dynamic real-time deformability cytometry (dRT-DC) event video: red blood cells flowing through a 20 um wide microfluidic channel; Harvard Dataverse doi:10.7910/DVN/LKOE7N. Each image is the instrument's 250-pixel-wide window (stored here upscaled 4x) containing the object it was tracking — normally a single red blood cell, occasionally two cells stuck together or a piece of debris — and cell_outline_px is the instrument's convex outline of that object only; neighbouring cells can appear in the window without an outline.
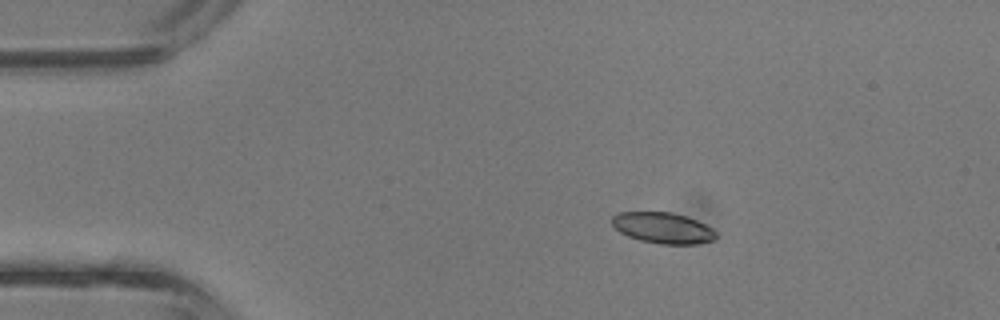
{"species": "common noctule bat (a hibernating species)", "species_latin": "Nyctalus noctula", "temperature_condition": "room temperature", "stored_images_in_passage": 2, "camera_frame_rate_fps": 3000, "um_per_image_px": 0.085, "animal": {"sex": "male", "body_mass_g": 13.3}, "frame": {"image": 1, "passage_image": 1, "time_ms": 0.0, "image_size_px": [1000, 320], "cell_outline_px": [[716, 240], [696, 244], [660, 244], [640, 240], [628, 236], [620, 232], [612, 224], [612, 216], [616, 212], [672, 212], [688, 216], [712, 228], [716, 232]], "centroid_in_image_um": [56.36, 19.37], "position_along_channel_um": 28.6, "area_um2": 18.9}}